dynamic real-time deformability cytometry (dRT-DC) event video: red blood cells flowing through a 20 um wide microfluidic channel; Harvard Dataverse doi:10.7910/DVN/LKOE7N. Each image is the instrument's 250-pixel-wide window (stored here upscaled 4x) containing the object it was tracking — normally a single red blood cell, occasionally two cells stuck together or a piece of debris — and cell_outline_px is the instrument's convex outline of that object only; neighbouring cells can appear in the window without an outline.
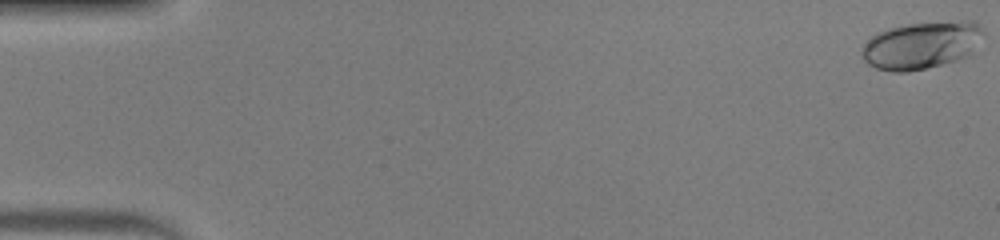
{"species": "human", "species_latin": "Homo sapiens", "temperature_condition": "warm", "stored_images_in_passage": 52, "camera_frame_rate_fps": 3000, "um_per_image_px": 0.085, "donor": {"sex": "male"}, "frame": {"image": 1, "passage_image": 1, "time_ms": 0.0, "image_size_px": [1000, 240], "cell_outline_px": [[984, 32], [968, 56], [956, 60], [908, 72], [892, 72], [876, 68], [868, 64], [864, 60], [860, 52], [864, 44], [876, 32], [888, 28], [908, 24], [968, 20], [976, 20]], "centroid_in_image_um": [78.29, 3.83], "position_along_channel_um": 6.7, "area_um2": 33.41}}
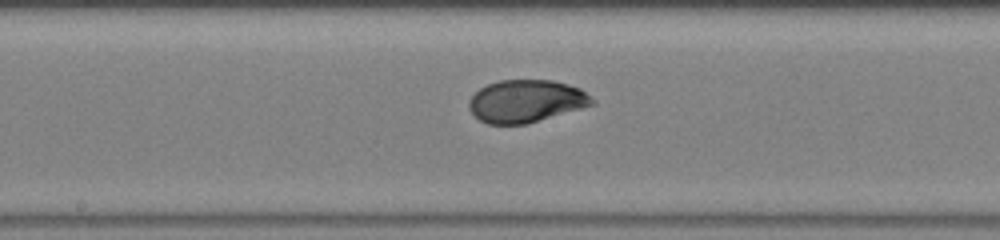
{"frame": {"image": 2, "passage_image": 28, "time_ms": 9.0, "image_size_px": [1000, 240], "cell_outline_px": [[596, 104], [528, 124], [488, 124], [480, 120], [468, 108], [468, 100], [480, 88], [488, 84], [500, 80], [552, 80], [568, 84], [580, 88], [596, 100]], "centroid_in_image_um": [44.74, 8.6], "position_along_channel_um": 203.5, "area_um2": 30.69}}
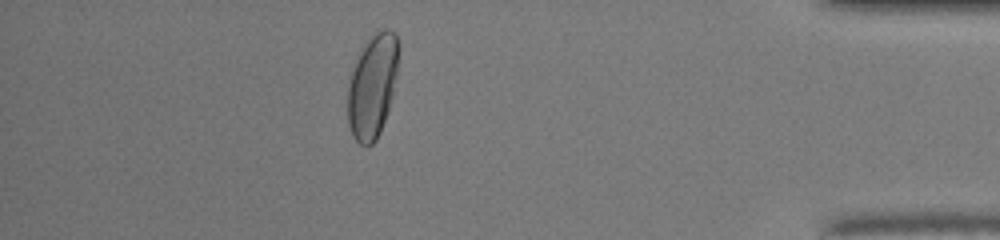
{"frame": {"image": 3, "passage_image": 46, "time_ms": 15.0, "image_size_px": [1000, 240], "cell_outline_px": [[400, 52], [396, 76], [392, 96], [388, 112], [380, 132], [376, 140], [372, 144], [360, 144], [352, 136], [348, 124], [348, 76], [364, 40], [372, 32], [384, 28], [388, 28], [396, 32], [400, 48]], "centroid_in_image_um": [31.66, 7.21], "position_along_channel_um": 403.5, "area_um2": 31.67}, "authors_computed_cell_mechanics": {"area_um2": 30.634, "velocity_mm_per_s": 4.0503, "shape_relaxation_time_tau1_ms": 5.3644, "shape_relaxation_time_tau2_ms": null, "deformation_change_tau1": 0.2114, "deformation_change_tau2": null}}